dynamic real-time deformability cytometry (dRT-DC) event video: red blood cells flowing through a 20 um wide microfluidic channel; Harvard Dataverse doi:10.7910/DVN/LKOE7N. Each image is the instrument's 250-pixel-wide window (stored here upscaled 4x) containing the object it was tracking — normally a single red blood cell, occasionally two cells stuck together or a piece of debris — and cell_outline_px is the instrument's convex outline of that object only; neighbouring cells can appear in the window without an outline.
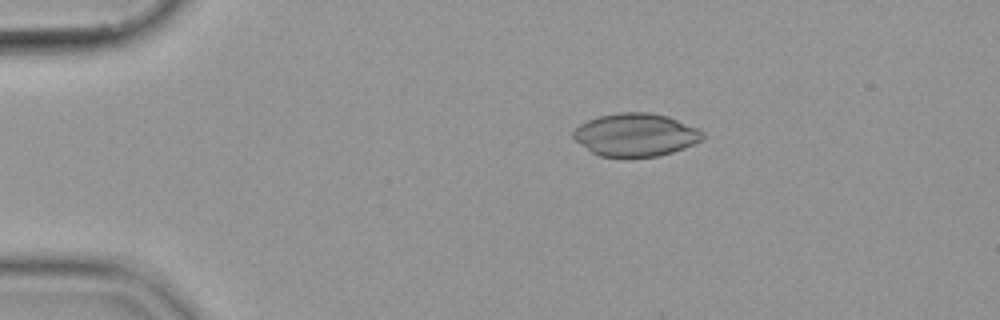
{"species": "common noctule bat (a hibernating species)", "species_latin": "Nyctalus noctula", "temperature_condition": "cold", "stored_images_in_passage": 7, "camera_frame_rate_fps": 3000, "um_per_image_px": 0.085, "animal": {"sex": "female", "body_mass_g": 19.9}, "frame": {"image": 1, "passage_image": 4, "time_ms": 1.0, "image_size_px": [1000, 320], "cell_outline_px": [[704, 136], [700, 140], [684, 148], [660, 156], [600, 156], [592, 152], [580, 144], [572, 136], [572, 132], [580, 124], [588, 120], [600, 116], [620, 112], [648, 112], [668, 116], [696, 128], [704, 132]], "centroid_in_image_um": [54.01, 11.45], "position_along_channel_um": 31.0, "area_um2": 31.96}}